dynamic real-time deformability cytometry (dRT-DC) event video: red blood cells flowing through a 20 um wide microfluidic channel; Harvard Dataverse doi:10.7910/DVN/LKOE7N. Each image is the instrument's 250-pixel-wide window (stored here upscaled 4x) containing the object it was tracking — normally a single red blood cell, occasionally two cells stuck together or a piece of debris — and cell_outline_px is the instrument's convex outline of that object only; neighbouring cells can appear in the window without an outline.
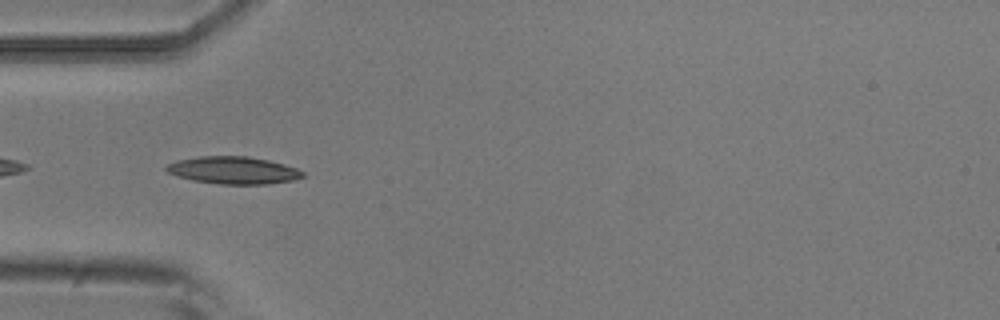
{"species": "common noctule bat (a hibernating species)", "species_latin": "Nyctalus noctula", "temperature_condition": "room temperature", "stored_images_in_passage": 39, "camera_frame_rate_fps": 3000, "um_per_image_px": 0.085, "animal": {"sex": "male", "body_mass_g": 20.5, "forearm_length_mm": 52.5}, "frame": {"image": 1, "passage_image": 2, "time_ms": 0.333, "image_size_px": [1000, 320], "cell_outline_px": [[304, 176], [292, 180], [268, 184], [216, 184], [192, 180], [176, 176], [168, 172], [164, 168], [168, 164], [176, 160], [200, 156], [244, 156], [268, 160], [284, 164], [296, 168], [304, 172]], "centroid_in_image_um": [19.8, 14.47], "position_along_channel_um": 65.2, "area_um2": 21.73}}
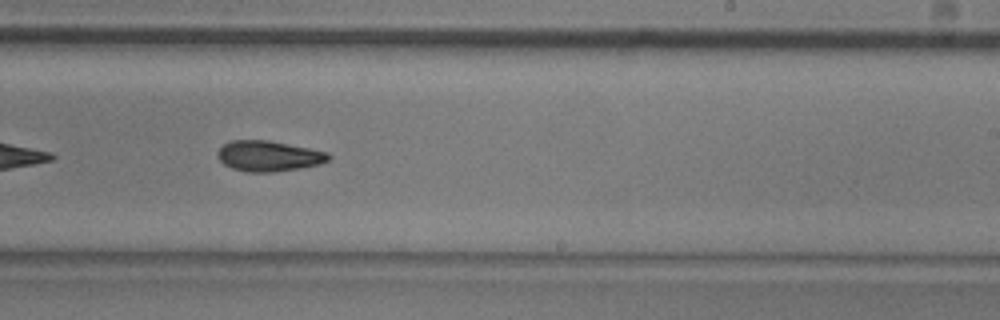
{"frame": {"image": 2, "passage_image": 18, "time_ms": 5.667, "image_size_px": [1000, 320], "cell_outline_px": [[332, 156], [328, 160], [320, 164], [272, 172], [248, 172], [232, 168], [224, 164], [216, 156], [216, 152], [224, 144], [232, 140], [268, 140], [328, 152]], "centroid_in_image_um": [22.81, 13.25], "position_along_channel_um": 266.2, "area_um2": 19.59}}
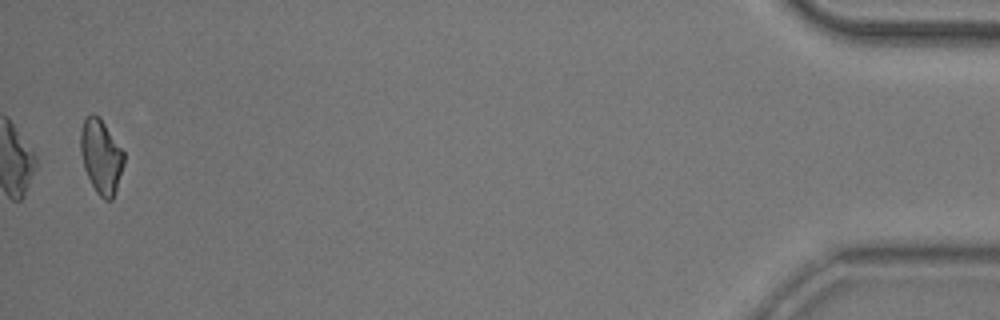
{"frame": {"image": 3, "passage_image": 38, "time_ms": 12.333, "image_size_px": [1000, 320], "cell_outline_px": [[124, 164], [112, 200], [104, 200], [96, 192], [84, 168], [80, 152], [80, 132], [84, 120], [92, 112], [100, 116], [124, 152]], "centroid_in_image_um": [8.58, 13.27], "position_along_channel_um": 426.6, "area_um2": 18.73}}